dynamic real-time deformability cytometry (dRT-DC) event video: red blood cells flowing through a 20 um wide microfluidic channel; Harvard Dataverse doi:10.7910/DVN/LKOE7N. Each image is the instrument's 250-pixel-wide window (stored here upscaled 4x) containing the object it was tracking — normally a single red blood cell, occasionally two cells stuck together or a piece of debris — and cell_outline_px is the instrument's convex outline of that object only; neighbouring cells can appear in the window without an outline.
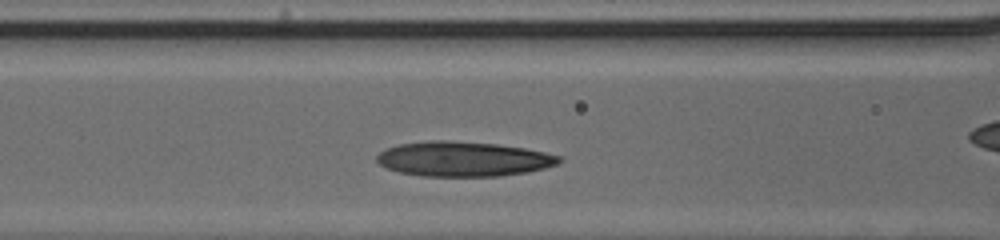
{"species": "human", "species_latin": "Homo sapiens", "temperature_condition": "cold", "stored_images_in_passage": 28, "camera_frame_rate_fps": 3000, "um_per_image_px": 0.085, "donor": {"sex": "male"}, "frame": {"image": 1, "passage_image": 7, "time_ms": 2.0, "image_size_px": [1000, 240], "cell_outline_px": [[564, 160], [556, 164], [544, 168], [528, 172], [500, 176], [424, 176], [400, 172], [388, 168], [380, 164], [376, 160], [376, 156], [380, 152], [388, 148], [400, 144], [432, 140], [444, 140], [496, 144], [524, 148], [544, 152], [560, 156]], "centroid_in_image_um": [39.4, 13.51], "position_along_channel_um": 127.2, "area_um2": 36.76}}
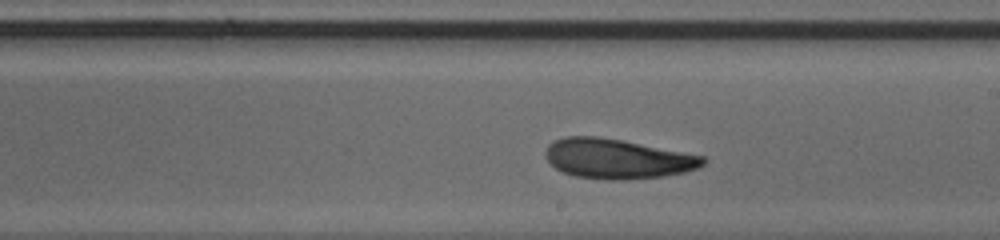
{"frame": {"image": 2, "passage_image": 15, "time_ms": 4.667, "image_size_px": [1000, 240], "cell_outline_px": [[704, 164], [696, 168], [684, 172], [660, 176], [624, 180], [612, 180], [576, 176], [564, 172], [556, 168], [548, 160], [544, 152], [548, 144], [552, 140], [564, 136], [596, 136], [620, 140], [704, 156]], "centroid_in_image_um": [52.41, 13.48], "position_along_channel_um": 236.6, "area_um2": 36.07}}
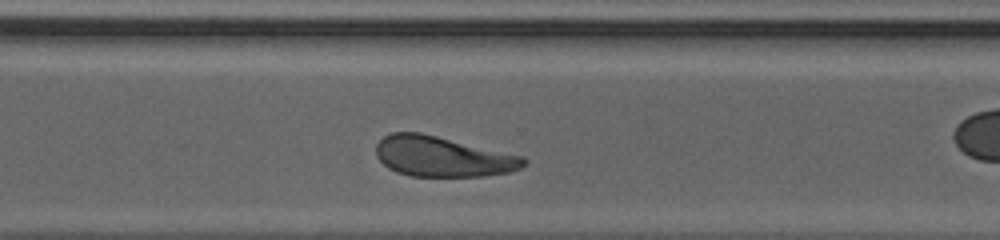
{"frame": {"image": 3, "passage_image": 22, "time_ms": 7.0, "image_size_px": [1000, 240], "cell_outline_px": [[528, 164], [520, 168], [508, 172], [484, 176], [412, 176], [396, 172], [388, 168], [376, 156], [376, 144], [384, 136], [392, 132], [420, 132], [524, 156], [528, 160]], "centroid_in_image_um": [37.63, 13.3], "position_along_channel_um": 333.0, "area_um2": 34.74}}